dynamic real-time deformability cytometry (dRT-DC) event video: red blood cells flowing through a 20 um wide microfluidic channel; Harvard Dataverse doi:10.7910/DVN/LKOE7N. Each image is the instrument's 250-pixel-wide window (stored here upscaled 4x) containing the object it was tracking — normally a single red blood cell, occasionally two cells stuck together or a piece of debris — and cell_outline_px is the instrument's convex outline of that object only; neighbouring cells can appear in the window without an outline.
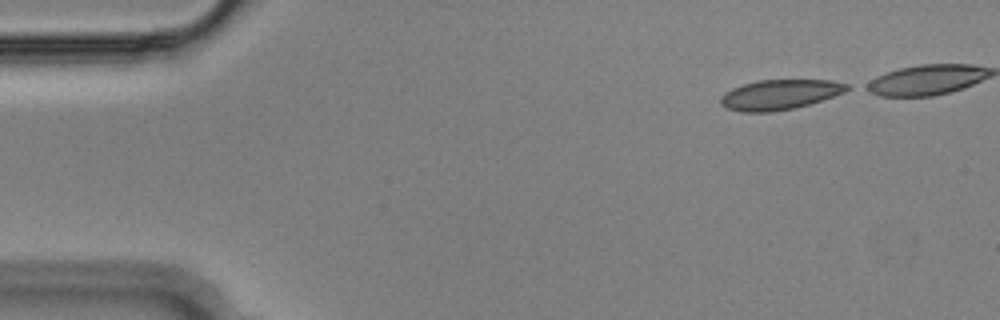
{"species": "Egyptian fruit bat (a non-hibernating species)", "species_latin": "Rousettus aegyptiacus", "temperature_condition": "cold", "stored_images_in_passage": 40, "camera_frame_rate_fps": 3000, "um_per_image_px": 0.085, "animal": {"sex": "male"}, "frame": {"image": 1, "passage_image": 1, "time_ms": 0.0, "image_size_px": [1000, 320], "cell_outline_px": [[852, 88], [844, 92], [796, 108], [772, 112], [744, 112], [728, 108], [720, 104], [720, 96], [724, 92], [732, 88], [756, 80], [828, 80], [848, 84]], "centroid_in_image_um": [66.25, 8.04], "position_along_channel_um": 18.8, "area_um2": 22.02}}
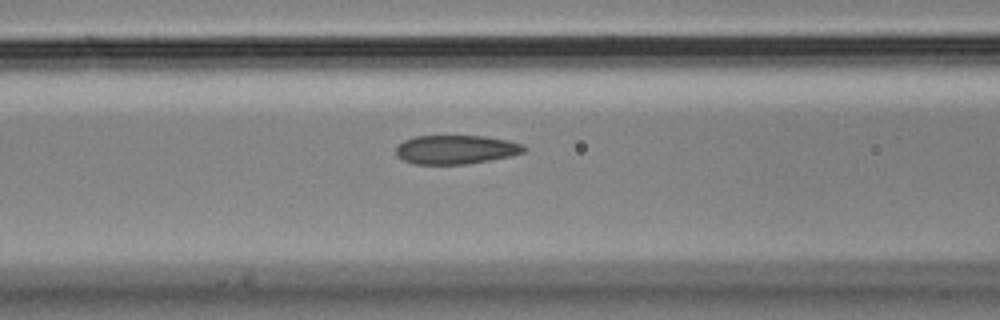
{"frame": {"image": 2, "passage_image": 17, "time_ms": 5.333, "image_size_px": [1000, 320], "cell_outline_px": [[528, 148], [524, 152], [512, 156], [464, 164], [412, 164], [396, 156], [396, 148], [404, 140], [416, 136], [484, 136], [508, 140], [524, 144]], "centroid_in_image_um": [38.78, 12.71], "position_along_channel_um": 127.8, "area_um2": 21.62}}
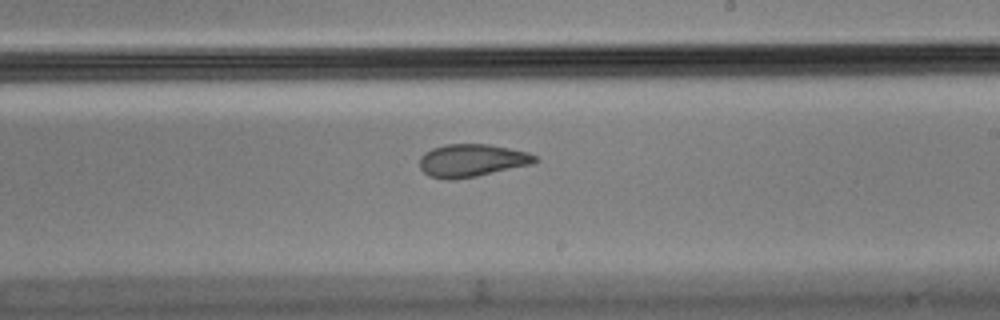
{"frame": {"image": 3, "passage_image": 27, "time_ms": 8.667, "image_size_px": [1000, 320], "cell_outline_px": [[540, 160], [532, 164], [476, 176], [452, 180], [448, 180], [428, 176], [420, 168], [420, 156], [424, 152], [432, 148], [448, 144], [488, 144], [528, 152], [536, 156]], "centroid_in_image_um": [40.09, 13.64], "position_along_channel_um": 248.9, "area_um2": 22.02}}